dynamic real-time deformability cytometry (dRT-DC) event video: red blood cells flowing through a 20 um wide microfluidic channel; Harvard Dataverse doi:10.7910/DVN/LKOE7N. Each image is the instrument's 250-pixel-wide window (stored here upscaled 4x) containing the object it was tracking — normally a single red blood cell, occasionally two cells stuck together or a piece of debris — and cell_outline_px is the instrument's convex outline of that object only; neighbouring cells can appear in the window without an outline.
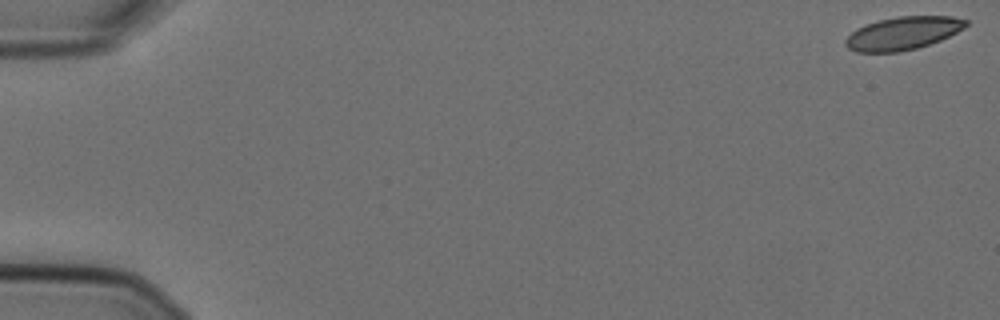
{"species": "Egyptian fruit bat (a non-hibernating species)", "species_latin": "Rousettus aegyptiacus", "temperature_condition": "cold", "stored_images_in_passage": 57, "camera_frame_rate_fps": 3000, "um_per_image_px": 0.085, "animal": {"sex": "female"}, "frame": {"image": 1, "passage_image": 1, "time_ms": 0.0, "image_size_px": [1000, 320], "cell_outline_px": [[968, 24], [964, 28], [940, 40], [916, 48], [896, 52], [856, 52], [848, 48], [844, 44], [844, 40], [856, 28], [880, 20], [896, 16], [952, 16], [968, 20]], "centroid_in_image_um": [76.73, 2.82], "position_along_channel_um": 8.3, "area_um2": 23.0}}
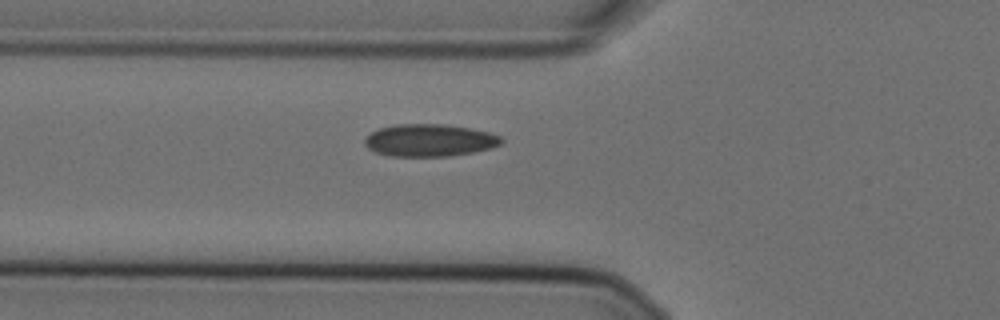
{"frame": {"image": 2, "passage_image": 21, "time_ms": 6.667, "image_size_px": [1000, 320], "cell_outline_px": [[504, 140], [500, 144], [492, 148], [472, 152], [448, 156], [388, 156], [376, 152], [368, 148], [364, 144], [364, 140], [372, 132], [380, 128], [396, 124], [444, 124], [468, 128], [488, 132], [500, 136]], "centroid_in_image_um": [36.5, 11.93], "position_along_channel_um": 89.3, "area_um2": 25.61}}
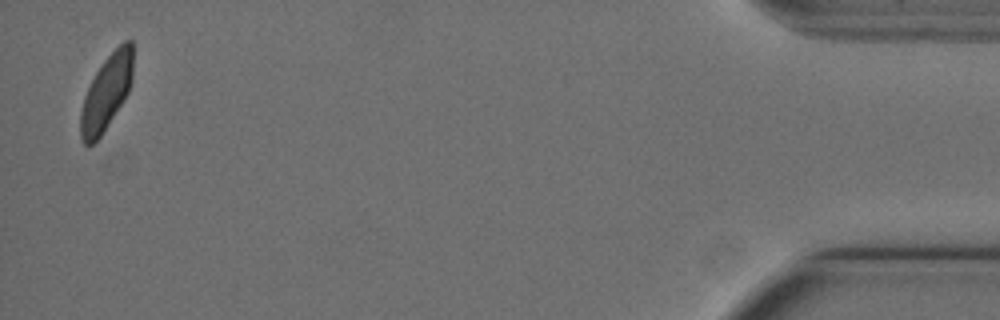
{"frame": {"image": 3, "passage_image": 56, "time_ms": 18.333, "image_size_px": [1000, 320], "cell_outline_px": [[132, 80], [128, 92], [100, 136], [88, 148], [80, 140], [80, 112], [84, 96], [96, 72], [104, 60], [124, 40], [132, 40]], "centroid_in_image_um": [9.02, 7.89], "position_along_channel_um": 426.2, "area_um2": 22.54}, "authors_computed_cell_mechanics": {"area_um2": 24.5072, "velocity_mm_per_s": 3.581, "shape_relaxation_time_tau1_ms": 10.3207, "shape_relaxation_time_tau2_ms": 2.7232, "deformation_change_tau1": 0.1526, "deformation_change_tau2": 0.0367}}